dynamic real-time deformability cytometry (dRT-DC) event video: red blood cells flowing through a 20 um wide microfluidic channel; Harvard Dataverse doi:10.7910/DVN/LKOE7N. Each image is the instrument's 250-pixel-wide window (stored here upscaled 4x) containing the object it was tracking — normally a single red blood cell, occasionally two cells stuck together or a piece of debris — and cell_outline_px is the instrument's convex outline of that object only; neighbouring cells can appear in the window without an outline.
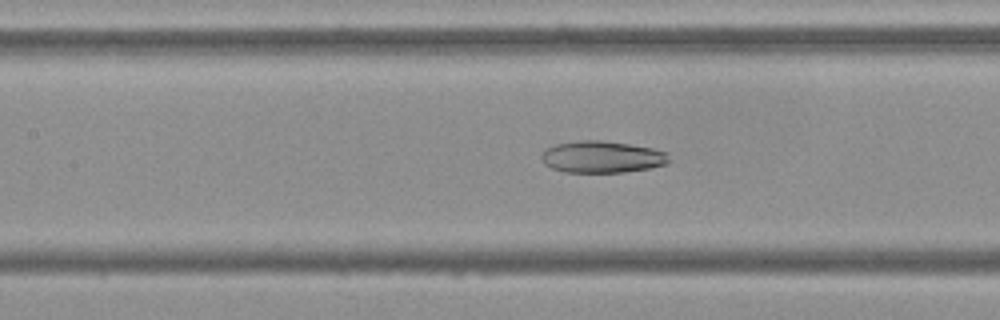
{"species": "Egyptian fruit bat (a non-hibernating species)", "species_latin": "Rousettus aegyptiacus", "temperature_condition": "cold", "stored_images_in_passage": 54, "camera_frame_rate_fps": 3000, "um_per_image_px": 0.085, "frame": {"image": 1, "passage_image": 24, "time_ms": 7.667, "image_size_px": [1000, 320], "cell_outline_px": [[672, 160], [668, 164], [648, 168], [624, 172], [564, 172], [552, 168], [544, 164], [540, 156], [540, 152], [544, 148], [556, 144], [576, 140], [604, 140], [652, 148], [668, 152]], "centroid_in_image_um": [51.16, 13.33], "position_along_channel_um": 156.2, "area_um2": 24.04}}
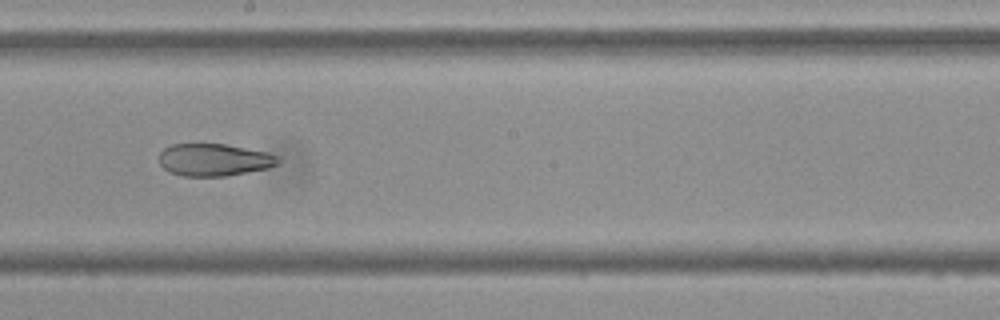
{"frame": {"image": 2, "passage_image": 30, "time_ms": 9.667, "image_size_px": [1000, 320], "cell_outline_px": [[280, 164], [268, 168], [224, 176], [184, 176], [168, 172], [160, 164], [160, 152], [164, 148], [172, 144], [224, 144], [268, 152], [280, 156]], "centroid_in_image_um": [18.22, 13.58], "position_along_channel_um": 230.0, "area_um2": 22.48}}
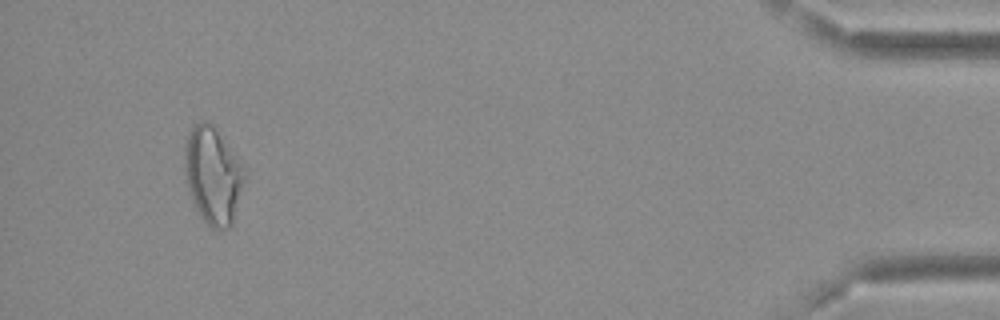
{"frame": {"image": 3, "passage_image": 51, "time_ms": 16.667, "image_size_px": [1000, 320], "cell_outline_px": [[248, 172], [232, 224], [228, 228], [216, 232], [200, 216], [192, 200], [188, 188], [184, 172], [184, 148], [188, 132], [192, 124], [200, 120], [204, 120], [212, 124], [248, 168]], "centroid_in_image_um": [18.12, 14.88], "position_along_channel_um": 417.1, "area_um2": 34.8}, "authors_computed_cell_mechanics": {"area_um2": 28.1486, "velocity_mm_per_s": 3.7029, "shape_relaxation_time_tau1_ms": null, "shape_relaxation_time_tau2_ms": 3.5352, "deformation_change_tau1": null, "deformation_change_tau2": 0.0898}}